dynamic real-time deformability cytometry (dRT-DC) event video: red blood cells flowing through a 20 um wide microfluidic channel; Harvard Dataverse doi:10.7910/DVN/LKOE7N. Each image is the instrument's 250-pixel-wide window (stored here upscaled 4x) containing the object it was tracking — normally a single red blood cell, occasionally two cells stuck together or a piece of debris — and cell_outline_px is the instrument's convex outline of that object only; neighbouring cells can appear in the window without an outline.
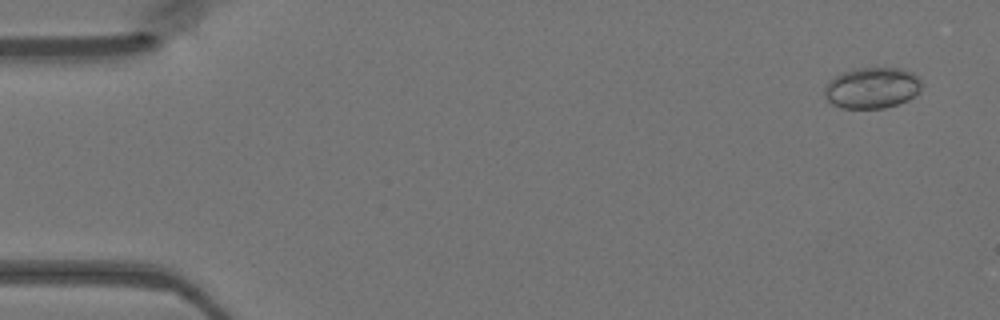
{"species": "Egyptian fruit bat (a non-hibernating species)", "species_latin": "Rousettus aegyptiacus", "temperature_condition": "warm", "stored_images_in_passage": 48, "camera_frame_rate_fps": 3000, "um_per_image_px": 0.085, "animal": {"sex": "female"}, "frame": {"image": 1, "passage_image": 3, "time_ms": 0.667, "image_size_px": [1000, 320], "cell_outline_px": [[920, 88], [908, 100], [884, 108], [840, 108], [832, 104], [824, 96], [824, 88], [828, 80], [844, 72], [856, 68], [900, 68], [912, 72], [920, 80]], "centroid_in_image_um": [74.07, 7.47], "position_along_channel_um": 10.9, "area_um2": 23.06}}
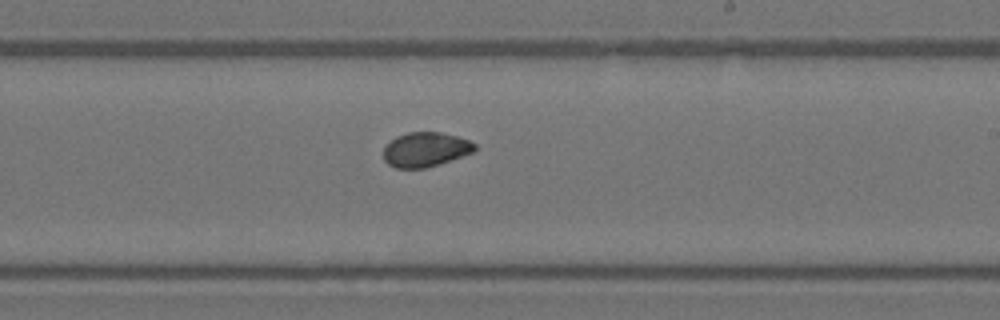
{"frame": {"image": 2, "passage_image": 29, "time_ms": 9.333, "image_size_px": [1000, 320], "cell_outline_px": [[476, 148], [472, 152], [424, 168], [396, 168], [388, 164], [384, 160], [384, 148], [396, 136], [408, 132], [440, 132], [456, 136], [468, 140], [476, 144]], "centroid_in_image_um": [36.13, 12.7], "position_along_channel_um": 252.9, "area_um2": 17.98}}
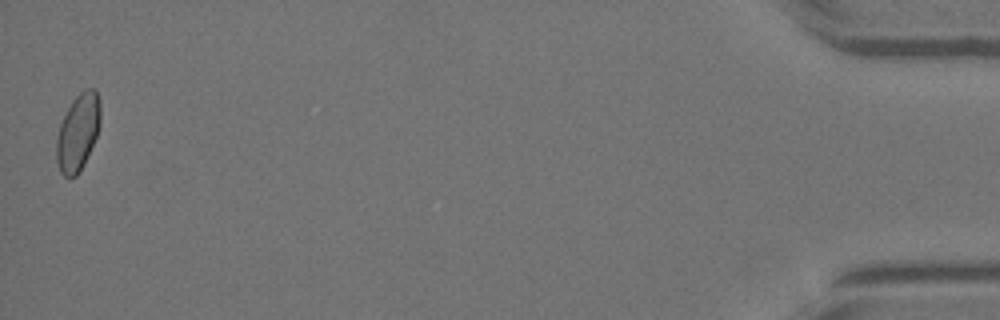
{"frame": {"image": 3, "passage_image": 48, "time_ms": 15.667, "image_size_px": [1000, 320], "cell_outline_px": [[100, 124], [96, 136], [84, 164], [80, 172], [76, 176], [64, 176], [60, 172], [56, 160], [56, 140], [60, 124], [72, 100], [84, 88], [96, 88], [100, 104]], "centroid_in_image_um": [6.62, 11.23], "position_along_channel_um": 428.6, "area_um2": 19.65}}